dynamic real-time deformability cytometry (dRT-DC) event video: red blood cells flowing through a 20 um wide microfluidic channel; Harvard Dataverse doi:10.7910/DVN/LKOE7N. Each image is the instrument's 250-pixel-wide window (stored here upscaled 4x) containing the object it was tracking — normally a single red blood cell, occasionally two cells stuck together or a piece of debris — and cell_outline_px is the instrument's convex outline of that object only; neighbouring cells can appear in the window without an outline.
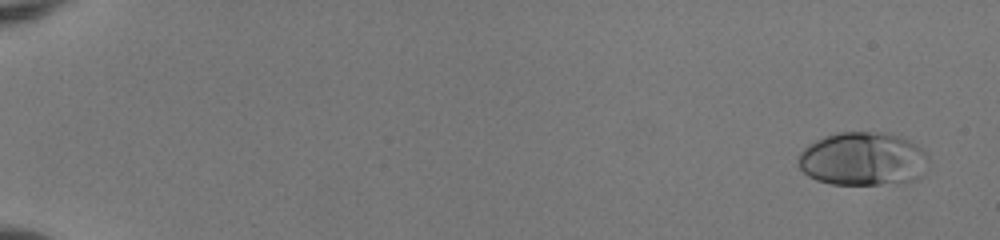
{"species": "human", "species_latin": "Homo sapiens", "temperature_condition": "room temperature", "stored_images_in_passage": 52, "camera_frame_rate_fps": 3000, "um_per_image_px": 0.085, "donor": {"sex": "female"}, "frame": {"image": 1, "passage_image": 1, "time_ms": 0.0, "image_size_px": [1000, 240], "cell_outline_px": [[928, 160], [924, 176], [920, 180], [904, 184], [832, 184], [816, 180], [808, 176], [800, 168], [800, 152], [808, 144], [824, 136], [836, 132], [888, 132], [900, 136], [916, 144], [928, 156]], "centroid_in_image_um": [73.42, 13.52], "position_along_channel_um": 11.6, "area_um2": 41.27}}
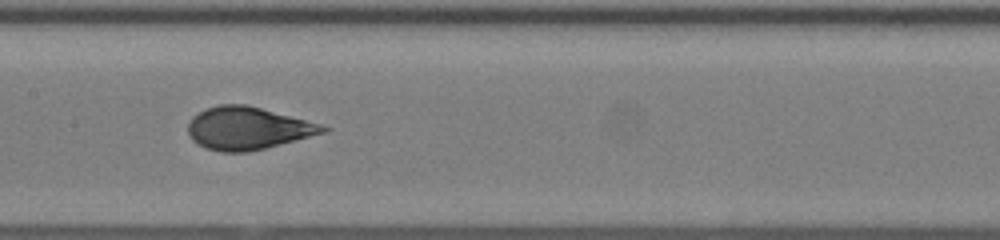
{"frame": {"image": 2, "passage_image": 28, "time_ms": 9.0, "image_size_px": [1000, 240], "cell_outline_px": [[332, 128], [328, 132], [248, 152], [220, 152], [204, 148], [192, 140], [188, 132], [188, 124], [192, 116], [208, 108], [220, 104], [248, 104], [320, 124]], "centroid_in_image_um": [21.05, 10.9], "position_along_channel_um": 186.3, "area_um2": 33.47}}
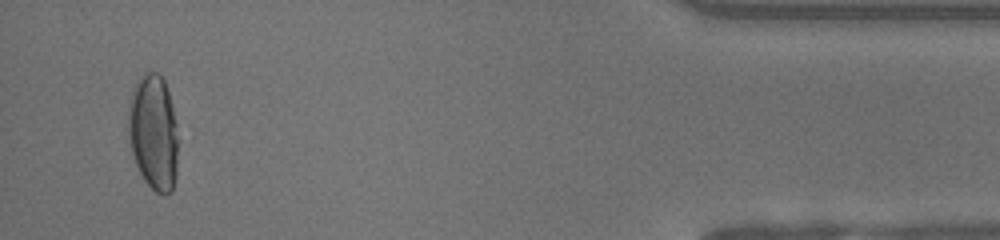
{"frame": {"image": 3, "passage_image": 50, "time_ms": 16.333, "image_size_px": [1000, 240], "cell_outline_px": [[176, 176], [172, 192], [164, 196], [156, 192], [144, 180], [136, 164], [132, 152], [128, 132], [128, 112], [132, 92], [136, 80], [144, 72], [156, 72], [164, 80], [168, 92], [176, 124]], "centroid_in_image_um": [13.03, 11.26], "position_along_channel_um": 422.2, "area_um2": 33.29}, "authors_computed_cell_mechanics": {"area_um2": 33.6685, "velocity_mm_per_s": 4.0067, "shape_relaxation_time_tau1_ms": 5.0275, "shape_relaxation_time_tau2_ms": null, "deformation_change_tau1": 0.2203, "deformation_change_tau2": null}}